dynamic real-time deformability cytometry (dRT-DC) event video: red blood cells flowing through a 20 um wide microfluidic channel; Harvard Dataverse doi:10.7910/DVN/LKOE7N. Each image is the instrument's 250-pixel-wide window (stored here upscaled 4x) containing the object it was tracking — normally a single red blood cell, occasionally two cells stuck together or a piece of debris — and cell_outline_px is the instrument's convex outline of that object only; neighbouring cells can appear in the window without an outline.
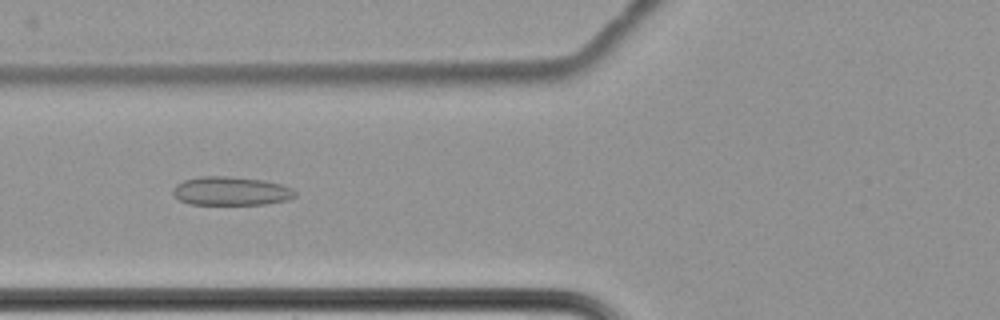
{"species": "common noctule bat (a hibernating species)", "species_latin": "Nyctalus noctula", "temperature_condition": "cold", "stored_images_in_passage": 40, "camera_frame_rate_fps": 3000, "um_per_image_px": 0.085, "animal": {"sex": "female", "body_mass_g": 22.7, "forearm_length_mm": 54.2}, "frame": {"image": 1, "passage_image": 4, "time_ms": 1.0, "image_size_px": [1000, 320], "cell_outline_px": [[296, 196], [288, 200], [264, 204], [188, 204], [180, 200], [172, 192], [172, 188], [176, 184], [184, 180], [200, 176], [228, 176], [264, 180], [280, 184], [292, 188], [296, 192]], "centroid_in_image_um": [19.63, 16.23], "position_along_channel_um": 106.2, "area_um2": 20.46}}
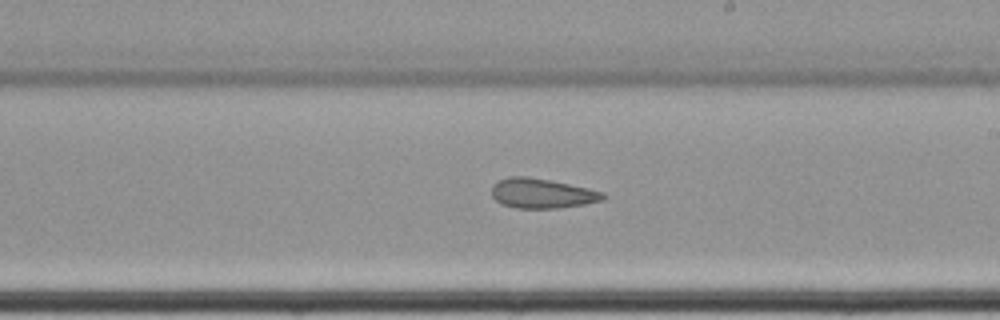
{"frame": {"image": 2, "passage_image": 16, "time_ms": 5.0, "image_size_px": [1000, 320], "cell_outline_px": [[608, 196], [604, 200], [584, 204], [556, 208], [516, 208], [500, 204], [492, 196], [492, 184], [508, 176], [528, 176], [588, 188], [604, 192]], "centroid_in_image_um": [46.06, 16.44], "position_along_channel_um": 242.9, "area_um2": 19.36}}
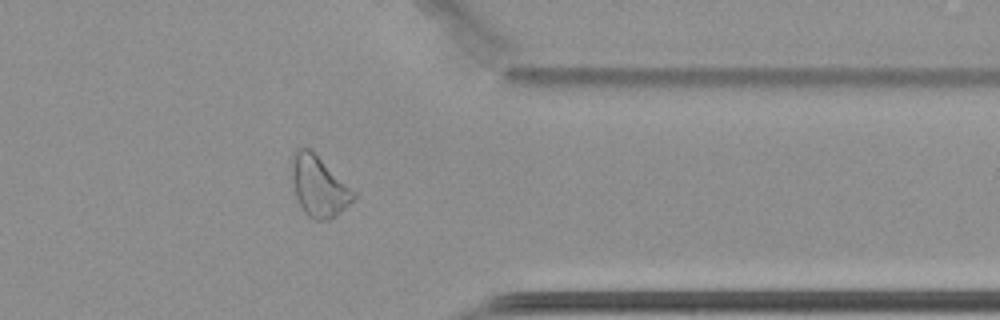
{"frame": {"image": 3, "passage_image": 29, "time_ms": 9.333, "image_size_px": [1000, 320], "cell_outline_px": [[356, 200], [336, 216], [328, 220], [316, 220], [308, 216], [304, 212], [296, 196], [288, 172], [292, 156], [296, 148], [308, 148], [356, 192]], "centroid_in_image_um": [27.07, 15.85], "position_along_channel_um": 384.3, "area_um2": 22.02}, "authors_computed_cell_mechanics": {"area_um2": 20.4323, "velocity_mm_per_s": 3.4175, "shape_relaxation_time_tau1_ms": null, "shape_relaxation_time_tau2_ms": 4.7847, "deformation_change_tau1": null, "deformation_change_tau2": 0.1182}}